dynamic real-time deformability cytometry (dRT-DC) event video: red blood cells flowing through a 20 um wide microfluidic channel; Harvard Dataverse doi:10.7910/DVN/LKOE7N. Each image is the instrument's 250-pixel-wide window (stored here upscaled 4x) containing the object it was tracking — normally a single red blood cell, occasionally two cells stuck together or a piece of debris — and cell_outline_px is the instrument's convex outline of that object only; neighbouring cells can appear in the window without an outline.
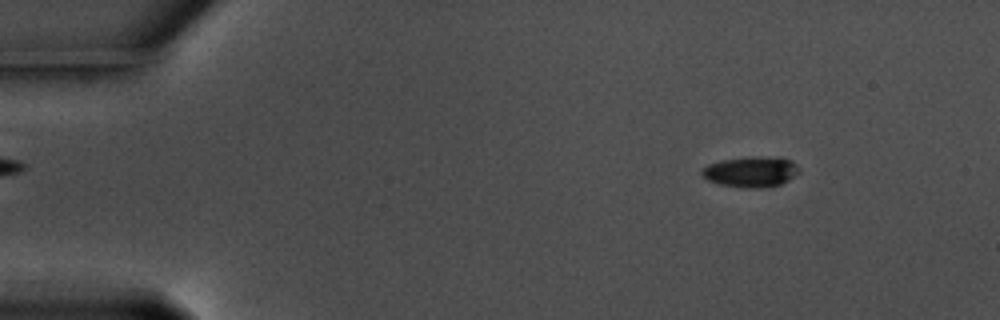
{"species": "common noctule bat (a hibernating species)", "species_latin": "Nyctalus noctula", "temperature_condition": "warm", "stored_images_in_passage": 54, "camera_frame_rate_fps": 3000, "um_per_image_px": 0.085, "animal": {"sex": "male", "body_mass_g": 17.5, "forearm_length_mm": 52.3}, "frame": {"image": 1, "passage_image": 4, "time_ms": 1.0, "image_size_px": [1000, 320], "cell_outline_px": [[800, 172], [788, 180], [780, 184], [760, 188], [752, 188], [720, 184], [708, 180], [700, 172], [700, 168], [708, 164], [720, 160], [792, 160], [800, 168]], "centroid_in_image_um": [63.79, 14.66], "position_along_channel_um": 21.2, "area_um2": 16.13}}
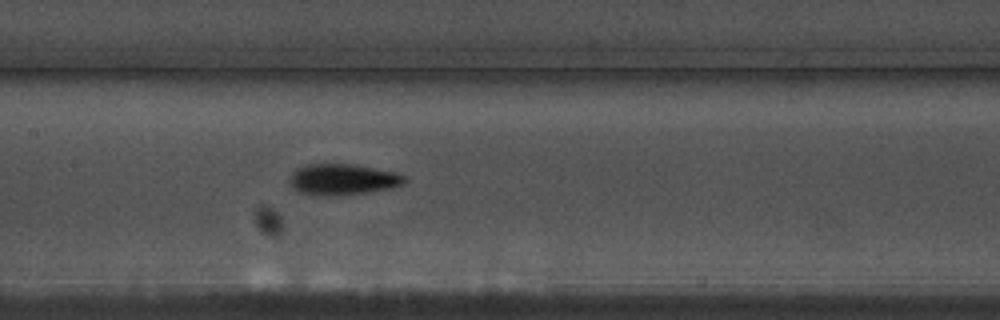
{"frame": {"image": 2, "passage_image": 25, "time_ms": 8.0, "image_size_px": [1000, 320], "cell_outline_px": [[404, 184], [392, 188], [336, 196], [324, 196], [300, 192], [288, 180], [292, 172], [296, 168], [308, 164], [352, 164], [400, 172], [404, 176]], "centroid_in_image_um": [29.15, 15.24], "position_along_channel_um": 178.2, "area_um2": 20.75}}
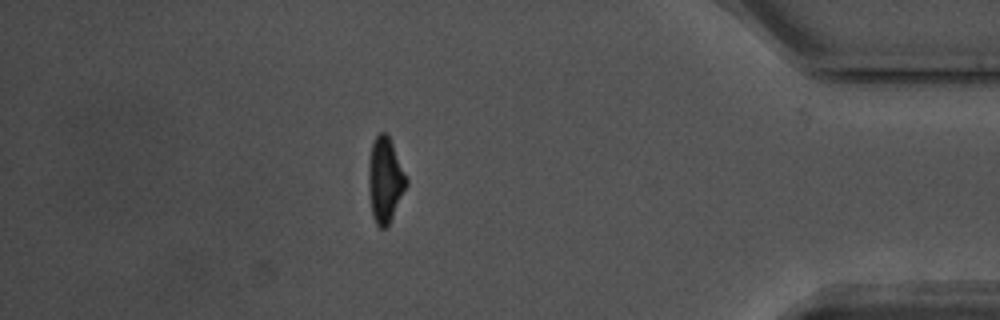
{"frame": {"image": 3, "passage_image": 47, "time_ms": 15.333, "image_size_px": [1000, 320], "cell_outline_px": [[408, 184], [388, 224], [384, 228], [380, 228], [376, 224], [372, 216], [368, 188], [368, 164], [372, 144], [376, 136], [380, 132], [384, 132], [388, 136], [392, 144], [408, 180]], "centroid_in_image_um": [32.71, 15.3], "position_along_channel_um": 402.5, "area_um2": 18.5}, "authors_computed_cell_mechanics": {"area_um2": 18.8717, "velocity_mm_per_s": 3.5861, "shape_relaxation_time_tau1_ms": 2.6613, "shape_relaxation_time_tau2_ms": 3.2885, "deformation_change_tau1": 0.1403, "deformation_change_tau2": 0.0848}}